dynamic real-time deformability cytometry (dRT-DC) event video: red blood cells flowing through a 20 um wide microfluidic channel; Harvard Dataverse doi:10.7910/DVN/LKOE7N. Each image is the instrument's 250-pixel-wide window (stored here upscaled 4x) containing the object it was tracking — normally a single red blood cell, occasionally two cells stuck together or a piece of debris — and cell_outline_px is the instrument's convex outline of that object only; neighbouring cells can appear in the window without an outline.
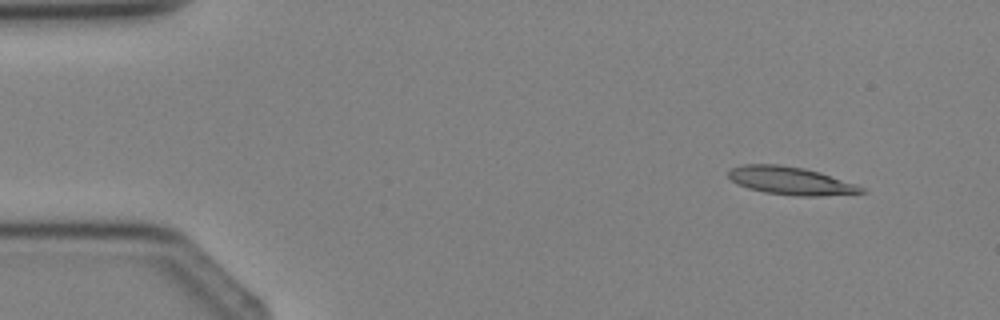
{"species": "Egyptian fruit bat (a non-hibernating species)", "species_latin": "Rousettus aegyptiacus", "temperature_condition": "cold", "stored_images_in_passage": 3, "camera_frame_rate_fps": 3000, "um_per_image_px": 0.085, "animal": {"sex": "female"}, "frame": {"image": 1, "passage_image": 1, "time_ms": 0.0, "image_size_px": [1000, 320], "cell_outline_px": [[864, 192], [820, 196], [792, 196], [764, 192], [748, 188], [732, 180], [728, 176], [728, 172], [732, 168], [744, 164], [776, 164], [804, 168], [820, 172], [856, 184], [864, 188]], "centroid_in_image_um": [67.2, 15.36], "position_along_channel_um": 17.8, "area_um2": 21.44}}